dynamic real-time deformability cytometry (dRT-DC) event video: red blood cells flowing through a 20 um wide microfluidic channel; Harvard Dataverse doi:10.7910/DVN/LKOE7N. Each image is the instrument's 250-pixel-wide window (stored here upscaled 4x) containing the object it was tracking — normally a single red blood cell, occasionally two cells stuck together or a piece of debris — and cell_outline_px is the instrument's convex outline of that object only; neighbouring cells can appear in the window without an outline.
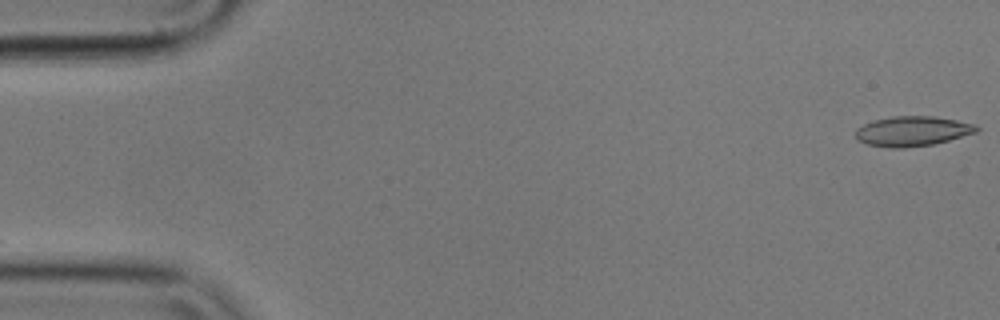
{"species": "common noctule bat (a hibernating species)", "species_latin": "Nyctalus noctula", "temperature_condition": "cold", "stored_images_in_passage": 2, "camera_frame_rate_fps": 3000, "um_per_image_px": 0.085, "animal": {"sex": "male", "body_mass_g": 17.9}, "frame": {"image": 1, "passage_image": 2, "time_ms": 0.333, "image_size_px": [1000, 320], "cell_outline_px": [[980, 128], [976, 132], [948, 140], [932, 144], [904, 148], [892, 148], [868, 144], [856, 140], [856, 128], [872, 120], [892, 116], [932, 116], [956, 120], [976, 124]], "centroid_in_image_um": [77.53, 11.14], "position_along_channel_um": 7.5, "area_um2": 21.04}}